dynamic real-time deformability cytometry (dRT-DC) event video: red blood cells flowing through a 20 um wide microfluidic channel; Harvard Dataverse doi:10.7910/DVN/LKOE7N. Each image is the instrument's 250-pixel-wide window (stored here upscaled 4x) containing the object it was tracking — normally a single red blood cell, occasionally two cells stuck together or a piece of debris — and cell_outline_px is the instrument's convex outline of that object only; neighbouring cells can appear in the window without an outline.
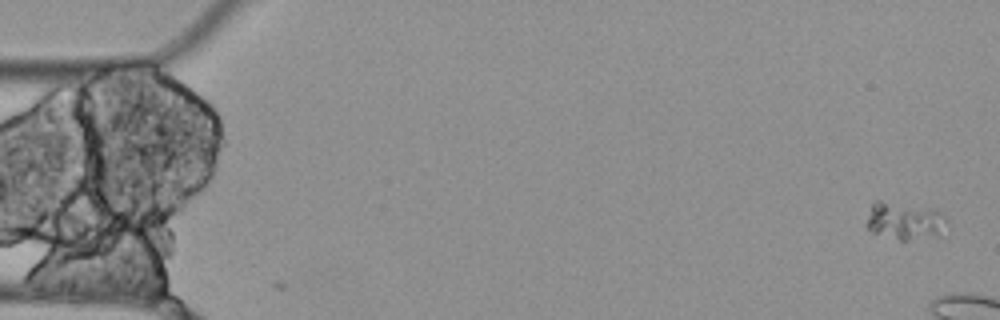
{"species": "Egyptian fruit bat (a non-hibernating species)", "species_latin": "Rousettus aegyptiacus", "temperature_condition": "cold", "stored_images_in_passage": 3, "camera_frame_rate_fps": 3000, "um_per_image_px": 0.085, "animal": {"sex": "female"}, "frame": {"image": 1, "passage_image": 1, "time_ms": 0.0, "image_size_px": [1000, 320], "cell_outline_px": [[948, 224], [940, 236], [908, 240], [900, 240], [872, 232], [864, 224], [872, 204], [876, 200], [880, 200], [936, 208], [948, 216]], "centroid_in_image_um": [76.96, 18.76], "position_along_channel_um": 8.0, "area_um2": 18.21}}